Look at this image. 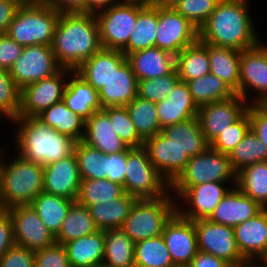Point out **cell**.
Returning <instances> with one entry per match:
<instances>
[{
  "label": "cell",
  "instance_id": "1",
  "mask_svg": "<svg viewBox=\"0 0 267 267\" xmlns=\"http://www.w3.org/2000/svg\"><path fill=\"white\" fill-rule=\"evenodd\" d=\"M248 2L221 0L199 29V40L213 46L229 47L239 51L258 45L262 39L252 22Z\"/></svg>",
  "mask_w": 267,
  "mask_h": 267
},
{
  "label": "cell",
  "instance_id": "2",
  "mask_svg": "<svg viewBox=\"0 0 267 267\" xmlns=\"http://www.w3.org/2000/svg\"><path fill=\"white\" fill-rule=\"evenodd\" d=\"M51 47L58 64L75 71L102 48L96 15L60 14Z\"/></svg>",
  "mask_w": 267,
  "mask_h": 267
},
{
  "label": "cell",
  "instance_id": "3",
  "mask_svg": "<svg viewBox=\"0 0 267 267\" xmlns=\"http://www.w3.org/2000/svg\"><path fill=\"white\" fill-rule=\"evenodd\" d=\"M9 122L17 126L14 134L17 155L27 161L45 166L74 153L77 141L37 117L18 116Z\"/></svg>",
  "mask_w": 267,
  "mask_h": 267
},
{
  "label": "cell",
  "instance_id": "4",
  "mask_svg": "<svg viewBox=\"0 0 267 267\" xmlns=\"http://www.w3.org/2000/svg\"><path fill=\"white\" fill-rule=\"evenodd\" d=\"M0 154L2 200L4 209L17 205H29L43 192L44 166L16 155L11 161Z\"/></svg>",
  "mask_w": 267,
  "mask_h": 267
},
{
  "label": "cell",
  "instance_id": "5",
  "mask_svg": "<svg viewBox=\"0 0 267 267\" xmlns=\"http://www.w3.org/2000/svg\"><path fill=\"white\" fill-rule=\"evenodd\" d=\"M60 13L40 0L21 4L6 34L22 46L51 45Z\"/></svg>",
  "mask_w": 267,
  "mask_h": 267
},
{
  "label": "cell",
  "instance_id": "6",
  "mask_svg": "<svg viewBox=\"0 0 267 267\" xmlns=\"http://www.w3.org/2000/svg\"><path fill=\"white\" fill-rule=\"evenodd\" d=\"M176 204L171 193L155 199H137L121 229L134 243L161 236L165 224L176 213Z\"/></svg>",
  "mask_w": 267,
  "mask_h": 267
},
{
  "label": "cell",
  "instance_id": "7",
  "mask_svg": "<svg viewBox=\"0 0 267 267\" xmlns=\"http://www.w3.org/2000/svg\"><path fill=\"white\" fill-rule=\"evenodd\" d=\"M124 192L136 199H155L170 192V184L150 161L144 147L127 149Z\"/></svg>",
  "mask_w": 267,
  "mask_h": 267
},
{
  "label": "cell",
  "instance_id": "8",
  "mask_svg": "<svg viewBox=\"0 0 267 267\" xmlns=\"http://www.w3.org/2000/svg\"><path fill=\"white\" fill-rule=\"evenodd\" d=\"M230 181L236 186V173L231 167L229 156L209 146L203 153L189 158L185 169L170 184V188H190L206 182Z\"/></svg>",
  "mask_w": 267,
  "mask_h": 267
},
{
  "label": "cell",
  "instance_id": "9",
  "mask_svg": "<svg viewBox=\"0 0 267 267\" xmlns=\"http://www.w3.org/2000/svg\"><path fill=\"white\" fill-rule=\"evenodd\" d=\"M101 47L122 51L137 20V0H119L96 14Z\"/></svg>",
  "mask_w": 267,
  "mask_h": 267
},
{
  "label": "cell",
  "instance_id": "10",
  "mask_svg": "<svg viewBox=\"0 0 267 267\" xmlns=\"http://www.w3.org/2000/svg\"><path fill=\"white\" fill-rule=\"evenodd\" d=\"M228 183L206 182L190 188H170L171 195L176 199V212L181 217L192 221L208 219L219 202L233 188L225 185Z\"/></svg>",
  "mask_w": 267,
  "mask_h": 267
},
{
  "label": "cell",
  "instance_id": "11",
  "mask_svg": "<svg viewBox=\"0 0 267 267\" xmlns=\"http://www.w3.org/2000/svg\"><path fill=\"white\" fill-rule=\"evenodd\" d=\"M61 69L51 45H30L24 46L9 73L21 90L26 85L55 75Z\"/></svg>",
  "mask_w": 267,
  "mask_h": 267
},
{
  "label": "cell",
  "instance_id": "12",
  "mask_svg": "<svg viewBox=\"0 0 267 267\" xmlns=\"http://www.w3.org/2000/svg\"><path fill=\"white\" fill-rule=\"evenodd\" d=\"M73 72L62 68L55 75L26 85L20 90L18 116L36 117L45 109L63 100L67 79Z\"/></svg>",
  "mask_w": 267,
  "mask_h": 267
},
{
  "label": "cell",
  "instance_id": "13",
  "mask_svg": "<svg viewBox=\"0 0 267 267\" xmlns=\"http://www.w3.org/2000/svg\"><path fill=\"white\" fill-rule=\"evenodd\" d=\"M239 71V96L249 105L261 104L267 99V45L261 41L250 49L242 50ZM251 89L257 96L250 100Z\"/></svg>",
  "mask_w": 267,
  "mask_h": 267
},
{
  "label": "cell",
  "instance_id": "14",
  "mask_svg": "<svg viewBox=\"0 0 267 267\" xmlns=\"http://www.w3.org/2000/svg\"><path fill=\"white\" fill-rule=\"evenodd\" d=\"M199 39V30L174 8L158 4L155 47L177 55Z\"/></svg>",
  "mask_w": 267,
  "mask_h": 267
},
{
  "label": "cell",
  "instance_id": "15",
  "mask_svg": "<svg viewBox=\"0 0 267 267\" xmlns=\"http://www.w3.org/2000/svg\"><path fill=\"white\" fill-rule=\"evenodd\" d=\"M194 226L198 251L212 254L233 267L245 261L238 250L232 227L211 222L209 219L195 220Z\"/></svg>",
  "mask_w": 267,
  "mask_h": 267
},
{
  "label": "cell",
  "instance_id": "16",
  "mask_svg": "<svg viewBox=\"0 0 267 267\" xmlns=\"http://www.w3.org/2000/svg\"><path fill=\"white\" fill-rule=\"evenodd\" d=\"M248 103L238 94L229 99L201 106L197 112L202 132L210 145L247 110Z\"/></svg>",
  "mask_w": 267,
  "mask_h": 267
},
{
  "label": "cell",
  "instance_id": "17",
  "mask_svg": "<svg viewBox=\"0 0 267 267\" xmlns=\"http://www.w3.org/2000/svg\"><path fill=\"white\" fill-rule=\"evenodd\" d=\"M7 210L12 217L16 245L35 252L56 242L55 236L30 205H17Z\"/></svg>",
  "mask_w": 267,
  "mask_h": 267
},
{
  "label": "cell",
  "instance_id": "18",
  "mask_svg": "<svg viewBox=\"0 0 267 267\" xmlns=\"http://www.w3.org/2000/svg\"><path fill=\"white\" fill-rule=\"evenodd\" d=\"M162 237L174 265L189 266L198 252L194 221L176 212L165 224Z\"/></svg>",
  "mask_w": 267,
  "mask_h": 267
},
{
  "label": "cell",
  "instance_id": "19",
  "mask_svg": "<svg viewBox=\"0 0 267 267\" xmlns=\"http://www.w3.org/2000/svg\"><path fill=\"white\" fill-rule=\"evenodd\" d=\"M144 148L147 150L154 167L169 184L179 176L189 161L185 151L162 132L147 138L144 142Z\"/></svg>",
  "mask_w": 267,
  "mask_h": 267
},
{
  "label": "cell",
  "instance_id": "20",
  "mask_svg": "<svg viewBox=\"0 0 267 267\" xmlns=\"http://www.w3.org/2000/svg\"><path fill=\"white\" fill-rule=\"evenodd\" d=\"M80 183L81 178L75 153L44 166L43 192L76 200Z\"/></svg>",
  "mask_w": 267,
  "mask_h": 267
},
{
  "label": "cell",
  "instance_id": "21",
  "mask_svg": "<svg viewBox=\"0 0 267 267\" xmlns=\"http://www.w3.org/2000/svg\"><path fill=\"white\" fill-rule=\"evenodd\" d=\"M233 229L238 250L245 260H267V208Z\"/></svg>",
  "mask_w": 267,
  "mask_h": 267
},
{
  "label": "cell",
  "instance_id": "22",
  "mask_svg": "<svg viewBox=\"0 0 267 267\" xmlns=\"http://www.w3.org/2000/svg\"><path fill=\"white\" fill-rule=\"evenodd\" d=\"M262 209L252 198L233 186L208 219L211 222L234 228L236 225L254 217Z\"/></svg>",
  "mask_w": 267,
  "mask_h": 267
},
{
  "label": "cell",
  "instance_id": "23",
  "mask_svg": "<svg viewBox=\"0 0 267 267\" xmlns=\"http://www.w3.org/2000/svg\"><path fill=\"white\" fill-rule=\"evenodd\" d=\"M126 60V56L120 50L101 48L84 61L75 72L99 91Z\"/></svg>",
  "mask_w": 267,
  "mask_h": 267
},
{
  "label": "cell",
  "instance_id": "24",
  "mask_svg": "<svg viewBox=\"0 0 267 267\" xmlns=\"http://www.w3.org/2000/svg\"><path fill=\"white\" fill-rule=\"evenodd\" d=\"M157 115L161 128L197 117L199 108L196 106L188 85L179 81L169 96L156 103Z\"/></svg>",
  "mask_w": 267,
  "mask_h": 267
},
{
  "label": "cell",
  "instance_id": "25",
  "mask_svg": "<svg viewBox=\"0 0 267 267\" xmlns=\"http://www.w3.org/2000/svg\"><path fill=\"white\" fill-rule=\"evenodd\" d=\"M157 26L158 4L153 0H137V20L128 44L122 50L124 55L155 47Z\"/></svg>",
  "mask_w": 267,
  "mask_h": 267
},
{
  "label": "cell",
  "instance_id": "26",
  "mask_svg": "<svg viewBox=\"0 0 267 267\" xmlns=\"http://www.w3.org/2000/svg\"><path fill=\"white\" fill-rule=\"evenodd\" d=\"M82 141L107 155L128 149L114 131L109 115L103 109L95 111L85 121V134Z\"/></svg>",
  "mask_w": 267,
  "mask_h": 267
},
{
  "label": "cell",
  "instance_id": "27",
  "mask_svg": "<svg viewBox=\"0 0 267 267\" xmlns=\"http://www.w3.org/2000/svg\"><path fill=\"white\" fill-rule=\"evenodd\" d=\"M138 81L168 75L175 69V55L151 47L126 56Z\"/></svg>",
  "mask_w": 267,
  "mask_h": 267
},
{
  "label": "cell",
  "instance_id": "28",
  "mask_svg": "<svg viewBox=\"0 0 267 267\" xmlns=\"http://www.w3.org/2000/svg\"><path fill=\"white\" fill-rule=\"evenodd\" d=\"M138 80L126 60L98 91L102 109L127 106L137 96Z\"/></svg>",
  "mask_w": 267,
  "mask_h": 267
},
{
  "label": "cell",
  "instance_id": "29",
  "mask_svg": "<svg viewBox=\"0 0 267 267\" xmlns=\"http://www.w3.org/2000/svg\"><path fill=\"white\" fill-rule=\"evenodd\" d=\"M67 107L85 121L98 110H102L99 93L75 71L70 74L63 93Z\"/></svg>",
  "mask_w": 267,
  "mask_h": 267
},
{
  "label": "cell",
  "instance_id": "30",
  "mask_svg": "<svg viewBox=\"0 0 267 267\" xmlns=\"http://www.w3.org/2000/svg\"><path fill=\"white\" fill-rule=\"evenodd\" d=\"M104 230L82 236L63 244L71 267H89L103 263Z\"/></svg>",
  "mask_w": 267,
  "mask_h": 267
},
{
  "label": "cell",
  "instance_id": "31",
  "mask_svg": "<svg viewBox=\"0 0 267 267\" xmlns=\"http://www.w3.org/2000/svg\"><path fill=\"white\" fill-rule=\"evenodd\" d=\"M161 132L185 151L189 158L203 153L210 146L205 139L197 117L166 126Z\"/></svg>",
  "mask_w": 267,
  "mask_h": 267
},
{
  "label": "cell",
  "instance_id": "32",
  "mask_svg": "<svg viewBox=\"0 0 267 267\" xmlns=\"http://www.w3.org/2000/svg\"><path fill=\"white\" fill-rule=\"evenodd\" d=\"M241 51L208 44L210 73L219 77L239 95V70Z\"/></svg>",
  "mask_w": 267,
  "mask_h": 267
},
{
  "label": "cell",
  "instance_id": "33",
  "mask_svg": "<svg viewBox=\"0 0 267 267\" xmlns=\"http://www.w3.org/2000/svg\"><path fill=\"white\" fill-rule=\"evenodd\" d=\"M137 199L126 192L112 201L90 205V215L98 230L121 228Z\"/></svg>",
  "mask_w": 267,
  "mask_h": 267
},
{
  "label": "cell",
  "instance_id": "34",
  "mask_svg": "<svg viewBox=\"0 0 267 267\" xmlns=\"http://www.w3.org/2000/svg\"><path fill=\"white\" fill-rule=\"evenodd\" d=\"M36 117L49 127L68 135L77 142L83 140L85 120L72 112L63 100L45 109Z\"/></svg>",
  "mask_w": 267,
  "mask_h": 267
},
{
  "label": "cell",
  "instance_id": "35",
  "mask_svg": "<svg viewBox=\"0 0 267 267\" xmlns=\"http://www.w3.org/2000/svg\"><path fill=\"white\" fill-rule=\"evenodd\" d=\"M175 68L181 81L200 78L210 73L208 43L199 39L175 56Z\"/></svg>",
  "mask_w": 267,
  "mask_h": 267
},
{
  "label": "cell",
  "instance_id": "36",
  "mask_svg": "<svg viewBox=\"0 0 267 267\" xmlns=\"http://www.w3.org/2000/svg\"><path fill=\"white\" fill-rule=\"evenodd\" d=\"M74 202L75 200L41 192L29 205L38 214L48 230L56 237Z\"/></svg>",
  "mask_w": 267,
  "mask_h": 267
},
{
  "label": "cell",
  "instance_id": "37",
  "mask_svg": "<svg viewBox=\"0 0 267 267\" xmlns=\"http://www.w3.org/2000/svg\"><path fill=\"white\" fill-rule=\"evenodd\" d=\"M104 237L103 263L107 267H135V243L121 228L104 230Z\"/></svg>",
  "mask_w": 267,
  "mask_h": 267
},
{
  "label": "cell",
  "instance_id": "38",
  "mask_svg": "<svg viewBox=\"0 0 267 267\" xmlns=\"http://www.w3.org/2000/svg\"><path fill=\"white\" fill-rule=\"evenodd\" d=\"M236 187L262 208H267V161L257 162L239 171Z\"/></svg>",
  "mask_w": 267,
  "mask_h": 267
},
{
  "label": "cell",
  "instance_id": "39",
  "mask_svg": "<svg viewBox=\"0 0 267 267\" xmlns=\"http://www.w3.org/2000/svg\"><path fill=\"white\" fill-rule=\"evenodd\" d=\"M97 230L89 209L75 201L63 220L55 241L63 245L71 240L93 234Z\"/></svg>",
  "mask_w": 267,
  "mask_h": 267
},
{
  "label": "cell",
  "instance_id": "40",
  "mask_svg": "<svg viewBox=\"0 0 267 267\" xmlns=\"http://www.w3.org/2000/svg\"><path fill=\"white\" fill-rule=\"evenodd\" d=\"M186 84L198 108L229 99L236 94L225 82L211 73L186 81Z\"/></svg>",
  "mask_w": 267,
  "mask_h": 267
},
{
  "label": "cell",
  "instance_id": "41",
  "mask_svg": "<svg viewBox=\"0 0 267 267\" xmlns=\"http://www.w3.org/2000/svg\"><path fill=\"white\" fill-rule=\"evenodd\" d=\"M125 107L138 134L144 140L161 132L156 103L137 95Z\"/></svg>",
  "mask_w": 267,
  "mask_h": 267
},
{
  "label": "cell",
  "instance_id": "42",
  "mask_svg": "<svg viewBox=\"0 0 267 267\" xmlns=\"http://www.w3.org/2000/svg\"><path fill=\"white\" fill-rule=\"evenodd\" d=\"M228 156L237 174L249 165L267 161V146L250 129Z\"/></svg>",
  "mask_w": 267,
  "mask_h": 267
},
{
  "label": "cell",
  "instance_id": "43",
  "mask_svg": "<svg viewBox=\"0 0 267 267\" xmlns=\"http://www.w3.org/2000/svg\"><path fill=\"white\" fill-rule=\"evenodd\" d=\"M134 264L135 267L175 266L162 235L135 243Z\"/></svg>",
  "mask_w": 267,
  "mask_h": 267
},
{
  "label": "cell",
  "instance_id": "44",
  "mask_svg": "<svg viewBox=\"0 0 267 267\" xmlns=\"http://www.w3.org/2000/svg\"><path fill=\"white\" fill-rule=\"evenodd\" d=\"M123 185L109 179L81 180L76 202L90 206L100 202L112 201L124 194Z\"/></svg>",
  "mask_w": 267,
  "mask_h": 267
},
{
  "label": "cell",
  "instance_id": "45",
  "mask_svg": "<svg viewBox=\"0 0 267 267\" xmlns=\"http://www.w3.org/2000/svg\"><path fill=\"white\" fill-rule=\"evenodd\" d=\"M76 154L81 180L105 179V153L82 140L76 142Z\"/></svg>",
  "mask_w": 267,
  "mask_h": 267
},
{
  "label": "cell",
  "instance_id": "46",
  "mask_svg": "<svg viewBox=\"0 0 267 267\" xmlns=\"http://www.w3.org/2000/svg\"><path fill=\"white\" fill-rule=\"evenodd\" d=\"M114 131L128 148L144 147L145 140L138 134L125 106L105 107Z\"/></svg>",
  "mask_w": 267,
  "mask_h": 267
},
{
  "label": "cell",
  "instance_id": "47",
  "mask_svg": "<svg viewBox=\"0 0 267 267\" xmlns=\"http://www.w3.org/2000/svg\"><path fill=\"white\" fill-rule=\"evenodd\" d=\"M180 81L177 69L162 77L138 81L137 95L154 103L163 101Z\"/></svg>",
  "mask_w": 267,
  "mask_h": 267
},
{
  "label": "cell",
  "instance_id": "48",
  "mask_svg": "<svg viewBox=\"0 0 267 267\" xmlns=\"http://www.w3.org/2000/svg\"><path fill=\"white\" fill-rule=\"evenodd\" d=\"M20 89L10 76L9 70L0 67V115L11 121L18 117Z\"/></svg>",
  "mask_w": 267,
  "mask_h": 267
},
{
  "label": "cell",
  "instance_id": "49",
  "mask_svg": "<svg viewBox=\"0 0 267 267\" xmlns=\"http://www.w3.org/2000/svg\"><path fill=\"white\" fill-rule=\"evenodd\" d=\"M250 130L249 114L246 111L236 122L222 132L211 144L210 147L220 153L227 154L237 146Z\"/></svg>",
  "mask_w": 267,
  "mask_h": 267
},
{
  "label": "cell",
  "instance_id": "50",
  "mask_svg": "<svg viewBox=\"0 0 267 267\" xmlns=\"http://www.w3.org/2000/svg\"><path fill=\"white\" fill-rule=\"evenodd\" d=\"M221 0H182L173 8L198 30L216 9Z\"/></svg>",
  "mask_w": 267,
  "mask_h": 267
},
{
  "label": "cell",
  "instance_id": "51",
  "mask_svg": "<svg viewBox=\"0 0 267 267\" xmlns=\"http://www.w3.org/2000/svg\"><path fill=\"white\" fill-rule=\"evenodd\" d=\"M34 256V267H71L64 246L57 242L35 251Z\"/></svg>",
  "mask_w": 267,
  "mask_h": 267
},
{
  "label": "cell",
  "instance_id": "52",
  "mask_svg": "<svg viewBox=\"0 0 267 267\" xmlns=\"http://www.w3.org/2000/svg\"><path fill=\"white\" fill-rule=\"evenodd\" d=\"M34 252L14 244L0 257V267H34Z\"/></svg>",
  "mask_w": 267,
  "mask_h": 267
},
{
  "label": "cell",
  "instance_id": "53",
  "mask_svg": "<svg viewBox=\"0 0 267 267\" xmlns=\"http://www.w3.org/2000/svg\"><path fill=\"white\" fill-rule=\"evenodd\" d=\"M127 150L118 153L105 154V179L124 186L126 174Z\"/></svg>",
  "mask_w": 267,
  "mask_h": 267
},
{
  "label": "cell",
  "instance_id": "54",
  "mask_svg": "<svg viewBox=\"0 0 267 267\" xmlns=\"http://www.w3.org/2000/svg\"><path fill=\"white\" fill-rule=\"evenodd\" d=\"M246 111L249 114L250 129L267 146V110L261 104H250Z\"/></svg>",
  "mask_w": 267,
  "mask_h": 267
},
{
  "label": "cell",
  "instance_id": "55",
  "mask_svg": "<svg viewBox=\"0 0 267 267\" xmlns=\"http://www.w3.org/2000/svg\"><path fill=\"white\" fill-rule=\"evenodd\" d=\"M24 46L18 44L7 34L0 35V67L9 70L21 56Z\"/></svg>",
  "mask_w": 267,
  "mask_h": 267
},
{
  "label": "cell",
  "instance_id": "56",
  "mask_svg": "<svg viewBox=\"0 0 267 267\" xmlns=\"http://www.w3.org/2000/svg\"><path fill=\"white\" fill-rule=\"evenodd\" d=\"M14 244L12 217L7 209L0 210V257Z\"/></svg>",
  "mask_w": 267,
  "mask_h": 267
},
{
  "label": "cell",
  "instance_id": "57",
  "mask_svg": "<svg viewBox=\"0 0 267 267\" xmlns=\"http://www.w3.org/2000/svg\"><path fill=\"white\" fill-rule=\"evenodd\" d=\"M60 14L86 13V0H40Z\"/></svg>",
  "mask_w": 267,
  "mask_h": 267
},
{
  "label": "cell",
  "instance_id": "58",
  "mask_svg": "<svg viewBox=\"0 0 267 267\" xmlns=\"http://www.w3.org/2000/svg\"><path fill=\"white\" fill-rule=\"evenodd\" d=\"M20 5L19 1L0 0V35L6 34Z\"/></svg>",
  "mask_w": 267,
  "mask_h": 267
},
{
  "label": "cell",
  "instance_id": "59",
  "mask_svg": "<svg viewBox=\"0 0 267 267\" xmlns=\"http://www.w3.org/2000/svg\"><path fill=\"white\" fill-rule=\"evenodd\" d=\"M189 267H233L228 262L212 254L198 251L191 260Z\"/></svg>",
  "mask_w": 267,
  "mask_h": 267
},
{
  "label": "cell",
  "instance_id": "60",
  "mask_svg": "<svg viewBox=\"0 0 267 267\" xmlns=\"http://www.w3.org/2000/svg\"><path fill=\"white\" fill-rule=\"evenodd\" d=\"M118 1L119 0H86V13L96 15L98 12L109 8Z\"/></svg>",
  "mask_w": 267,
  "mask_h": 267
},
{
  "label": "cell",
  "instance_id": "61",
  "mask_svg": "<svg viewBox=\"0 0 267 267\" xmlns=\"http://www.w3.org/2000/svg\"><path fill=\"white\" fill-rule=\"evenodd\" d=\"M236 267H267V260H255V262L254 260H245Z\"/></svg>",
  "mask_w": 267,
  "mask_h": 267
},
{
  "label": "cell",
  "instance_id": "62",
  "mask_svg": "<svg viewBox=\"0 0 267 267\" xmlns=\"http://www.w3.org/2000/svg\"><path fill=\"white\" fill-rule=\"evenodd\" d=\"M155 3L168 8H173L176 4L182 0H153Z\"/></svg>",
  "mask_w": 267,
  "mask_h": 267
},
{
  "label": "cell",
  "instance_id": "63",
  "mask_svg": "<svg viewBox=\"0 0 267 267\" xmlns=\"http://www.w3.org/2000/svg\"><path fill=\"white\" fill-rule=\"evenodd\" d=\"M4 209L3 200H2V183H1V172H0V210Z\"/></svg>",
  "mask_w": 267,
  "mask_h": 267
},
{
  "label": "cell",
  "instance_id": "64",
  "mask_svg": "<svg viewBox=\"0 0 267 267\" xmlns=\"http://www.w3.org/2000/svg\"><path fill=\"white\" fill-rule=\"evenodd\" d=\"M89 267H107V266L104 263H101V264L92 265V266H89Z\"/></svg>",
  "mask_w": 267,
  "mask_h": 267
},
{
  "label": "cell",
  "instance_id": "65",
  "mask_svg": "<svg viewBox=\"0 0 267 267\" xmlns=\"http://www.w3.org/2000/svg\"><path fill=\"white\" fill-rule=\"evenodd\" d=\"M11 1H19L21 4H25L27 2H30L31 0H11Z\"/></svg>",
  "mask_w": 267,
  "mask_h": 267
},
{
  "label": "cell",
  "instance_id": "66",
  "mask_svg": "<svg viewBox=\"0 0 267 267\" xmlns=\"http://www.w3.org/2000/svg\"><path fill=\"white\" fill-rule=\"evenodd\" d=\"M261 105L267 110V99H265Z\"/></svg>",
  "mask_w": 267,
  "mask_h": 267
},
{
  "label": "cell",
  "instance_id": "67",
  "mask_svg": "<svg viewBox=\"0 0 267 267\" xmlns=\"http://www.w3.org/2000/svg\"><path fill=\"white\" fill-rule=\"evenodd\" d=\"M173 267H189V266H180V265H175Z\"/></svg>",
  "mask_w": 267,
  "mask_h": 267
},
{
  "label": "cell",
  "instance_id": "68",
  "mask_svg": "<svg viewBox=\"0 0 267 267\" xmlns=\"http://www.w3.org/2000/svg\"><path fill=\"white\" fill-rule=\"evenodd\" d=\"M1 147V146H0ZM2 149L4 150L5 148H0V154L2 153Z\"/></svg>",
  "mask_w": 267,
  "mask_h": 267
}]
</instances>
